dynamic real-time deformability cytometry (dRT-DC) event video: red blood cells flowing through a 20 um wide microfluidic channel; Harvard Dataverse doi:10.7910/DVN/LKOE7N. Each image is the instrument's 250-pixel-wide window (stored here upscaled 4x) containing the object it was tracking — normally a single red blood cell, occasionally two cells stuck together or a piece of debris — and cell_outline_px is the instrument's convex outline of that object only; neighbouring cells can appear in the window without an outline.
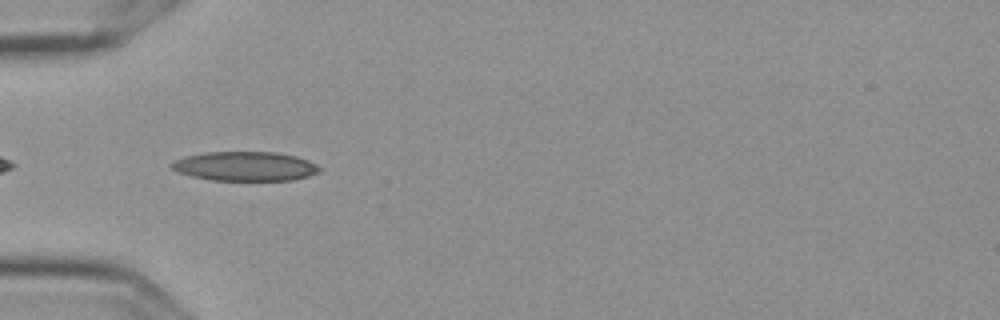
{"species": "Egyptian fruit bat (a non-hibernating species)", "species_latin": "Rousettus aegyptiacus", "temperature_condition": "cold", "stored_images_in_passage": 5, "camera_frame_rate_fps": 3000, "um_per_image_px": 0.085, "frame": {"image": 1, "passage_image": 2, "time_ms": 0.333, "image_size_px": [1000, 320], "cell_outline_px": [[320, 172], [308, 176], [292, 180], [212, 180], [192, 176], [180, 172], [172, 168], [168, 164], [176, 160], [188, 156], [204, 152], [276, 152], [296, 156], [308, 160], [316, 164], [320, 168]], "centroid_in_image_um": [20.86, 14.13], "position_along_channel_um": 64.1, "area_um2": 25.09}}
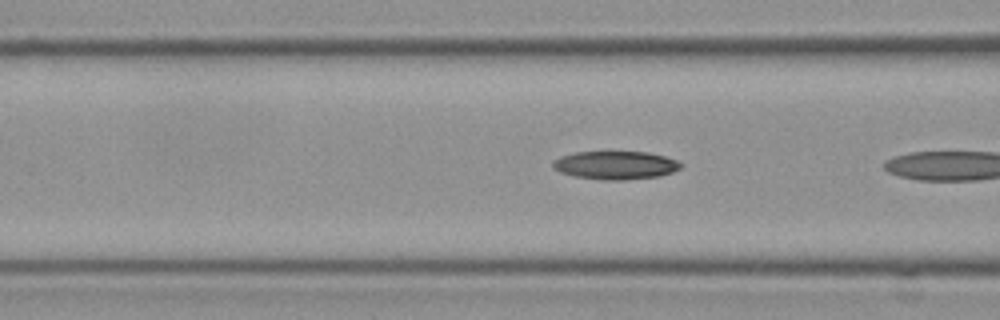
{"frame": {"image": 2, "passage_image": 4, "time_ms": 1.0, "image_size_px": [1000, 320], "cell_outline_px": [[684, 164], [680, 168], [672, 172], [660, 176], [624, 180], [604, 180], [576, 176], [560, 172], [552, 168], [552, 160], [560, 156], [576, 152], [648, 152], [664, 156], [676, 160]], "centroid_in_image_um": [52.31, 14.04], "position_along_channel_um": 114.3, "area_um2": 21.1}}